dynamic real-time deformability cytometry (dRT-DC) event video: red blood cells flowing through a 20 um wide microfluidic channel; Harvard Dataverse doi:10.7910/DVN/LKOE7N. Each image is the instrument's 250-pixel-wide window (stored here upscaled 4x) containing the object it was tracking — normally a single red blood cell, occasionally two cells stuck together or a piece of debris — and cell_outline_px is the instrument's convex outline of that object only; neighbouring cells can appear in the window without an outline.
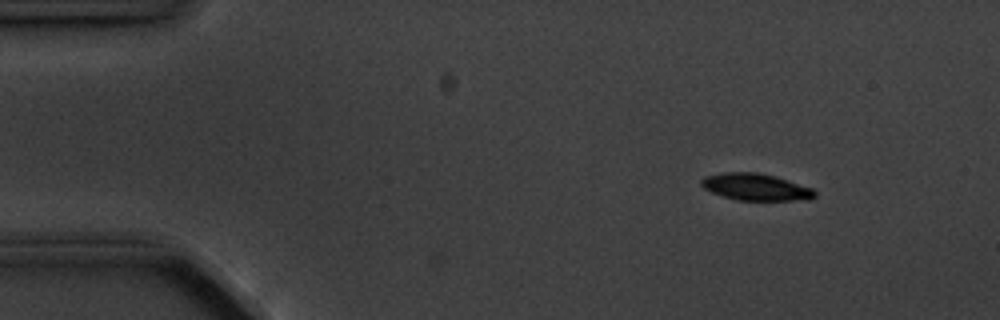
{"species": "common noctule bat (a hibernating species)", "species_latin": "Nyctalus noctula", "temperature_condition": "cold", "stored_images_in_passage": 9, "camera_frame_rate_fps": 3000, "um_per_image_px": 0.085, "animal": {"sex": "male", "body_mass_g": 20.1, "forearm_length_mm": 53.5}, "frame": {"image": 1, "passage_image": 2, "time_ms": 1.333, "image_size_px": [1000, 320], "cell_outline_px": [[816, 196], [808, 200], [736, 200], [712, 192], [704, 188], [700, 184], [700, 180], [704, 176], [724, 172], [756, 172], [772, 176], [812, 188], [816, 192]], "centroid_in_image_um": [64.21, 15.9], "position_along_channel_um": 20.8, "area_um2": 17.57}}